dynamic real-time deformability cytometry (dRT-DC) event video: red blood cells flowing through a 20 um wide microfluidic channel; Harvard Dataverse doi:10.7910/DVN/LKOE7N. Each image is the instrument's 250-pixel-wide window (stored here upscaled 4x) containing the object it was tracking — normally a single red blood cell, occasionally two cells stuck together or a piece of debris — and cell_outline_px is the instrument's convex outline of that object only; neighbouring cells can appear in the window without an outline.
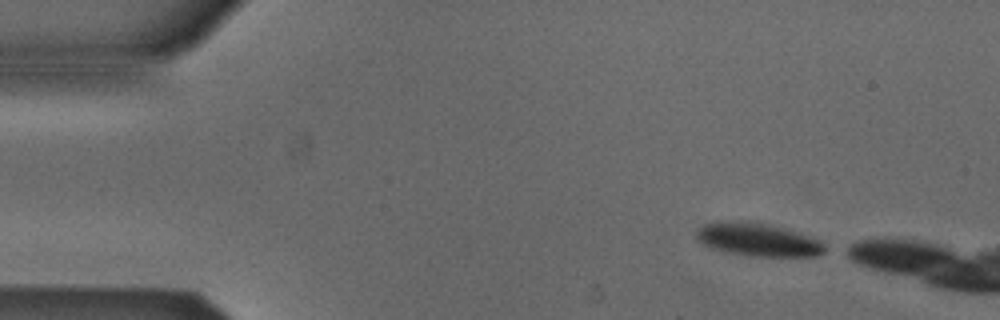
{"species": "Egyptian fruit bat (a non-hibernating species)", "species_latin": "Rousettus aegyptiacus", "temperature_condition": "cold", "stored_images_in_passage": 6, "camera_frame_rate_fps": 3000, "um_per_image_px": 0.085, "animal": {"sex": "male"}, "frame": {"image": 1, "passage_image": 1, "time_ms": 0.0, "image_size_px": [1000, 320], "cell_outline_px": [[824, 252], [820, 256], [752, 256], [728, 252], [712, 248], [696, 240], [696, 232], [704, 224], [764, 224], [812, 236], [820, 240], [824, 244]], "centroid_in_image_um": [64.5, 20.44], "position_along_channel_um": 20.5, "area_um2": 23.47}}